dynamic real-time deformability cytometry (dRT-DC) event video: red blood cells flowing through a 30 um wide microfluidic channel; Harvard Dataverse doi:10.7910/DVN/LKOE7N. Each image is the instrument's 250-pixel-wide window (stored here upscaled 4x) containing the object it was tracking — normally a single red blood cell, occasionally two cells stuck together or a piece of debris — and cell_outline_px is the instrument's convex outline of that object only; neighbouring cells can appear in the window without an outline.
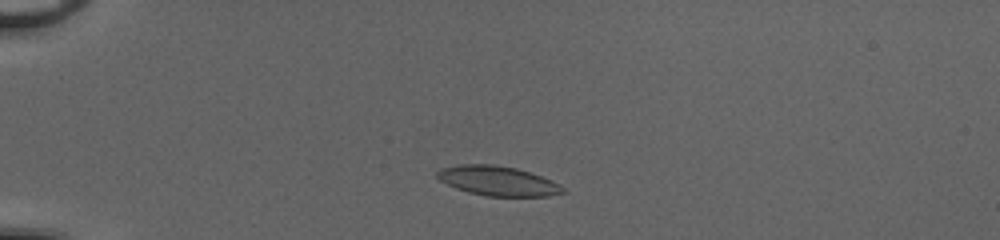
{"species": "common noctule bat (a hibernating species)", "species_latin": "Nyctalus noctula", "temperature_condition": "cold", "stored_images_in_passage": 39, "camera_frame_rate_fps": 3000, "um_per_image_px": 0.085, "animal": {"sex": "female", "body_mass_g": 20.0, "forearm_length_mm": 54.0}, "frame": {"image": 1, "passage_image": 7, "time_ms": 2.0, "image_size_px": [1000, 240], "cell_outline_px": [[564, 192], [548, 196], [488, 196], [468, 192], [456, 188], [440, 180], [436, 176], [436, 172], [440, 168], [460, 164], [492, 164], [516, 168], [540, 176], [560, 184], [564, 188]], "centroid_in_image_um": [42.28, 15.37], "position_along_channel_um": 42.7, "area_um2": 21.5}}
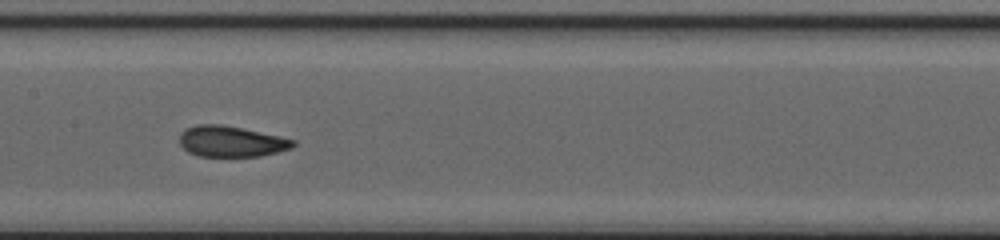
{"frame": {"image": 2, "passage_image": 21, "time_ms": 6.667, "image_size_px": [1000, 240], "cell_outline_px": [[296, 144], [292, 148], [260, 156], [196, 156], [188, 152], [180, 144], [180, 132], [184, 128], [196, 124], [220, 124], [280, 136], [296, 140]], "centroid_in_image_um": [19.62, 12.02], "position_along_channel_um": 187.8, "area_um2": 20.46}}
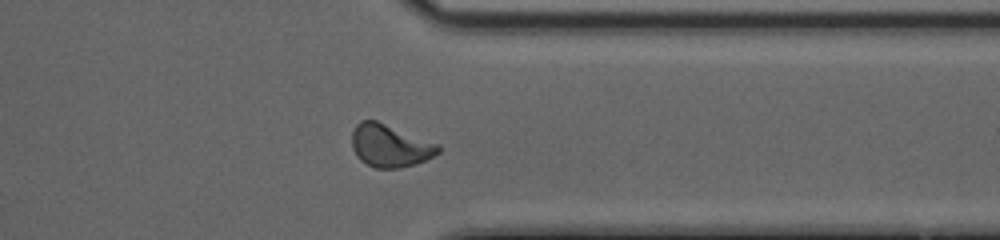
{"frame": {"image": 3, "passage_image": 35, "time_ms": 11.333, "image_size_px": [1000, 240], "cell_outline_px": [[440, 152], [416, 164], [400, 168], [376, 168], [360, 160], [356, 156], [352, 148], [352, 132], [356, 124], [360, 120], [376, 120], [440, 144]], "centroid_in_image_um": [33.14, 12.38], "position_along_channel_um": 378.3, "area_um2": 21.5}, "authors_computed_cell_mechanics": {"area_um2": 20.6924, "velocity_mm_per_s": 4.1189, "shape_relaxation_time_tau1_ms": null, "shape_relaxation_time_tau2_ms": 1.2498, "deformation_change_tau1": null, "deformation_change_tau2": 0.0632}}